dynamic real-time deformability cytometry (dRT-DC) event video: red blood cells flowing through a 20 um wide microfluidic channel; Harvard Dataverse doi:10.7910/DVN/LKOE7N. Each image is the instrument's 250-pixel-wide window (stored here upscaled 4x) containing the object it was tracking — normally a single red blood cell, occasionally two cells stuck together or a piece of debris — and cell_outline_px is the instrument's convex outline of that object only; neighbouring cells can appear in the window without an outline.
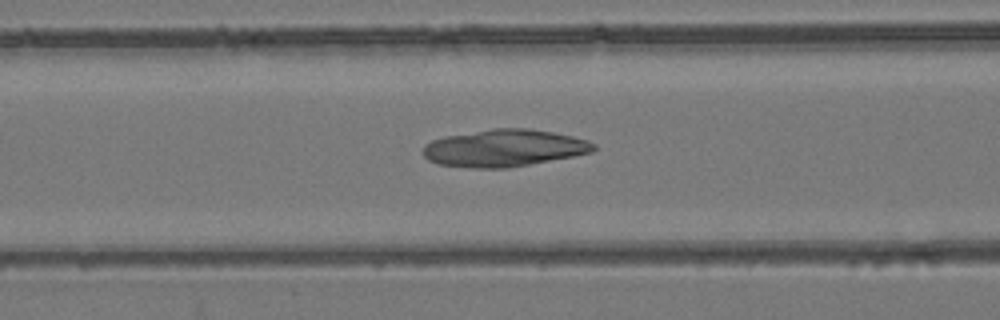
{"species": "common noctule bat (a hibernating species)", "species_latin": "Nyctalus noctula", "temperature_condition": "room temperature", "stored_images_in_passage": 52, "camera_frame_rate_fps": 3000, "um_per_image_px": 0.085, "animal": {"sex": "female", "body_mass_g": 24.6, "forearm_length_mm": 56.2}, "frame": {"image": 1, "passage_image": 21, "time_ms": 6.667, "image_size_px": [1000, 320], "cell_outline_px": [[596, 148], [592, 152], [572, 156], [508, 168], [472, 168], [436, 164], [428, 160], [424, 156], [424, 144], [432, 140], [444, 136], [492, 128], [528, 128], [552, 132], [572, 136], [588, 140], [596, 144]], "centroid_in_image_um": [42.83, 12.58], "position_along_channel_um": 123.8, "area_um2": 36.99}}
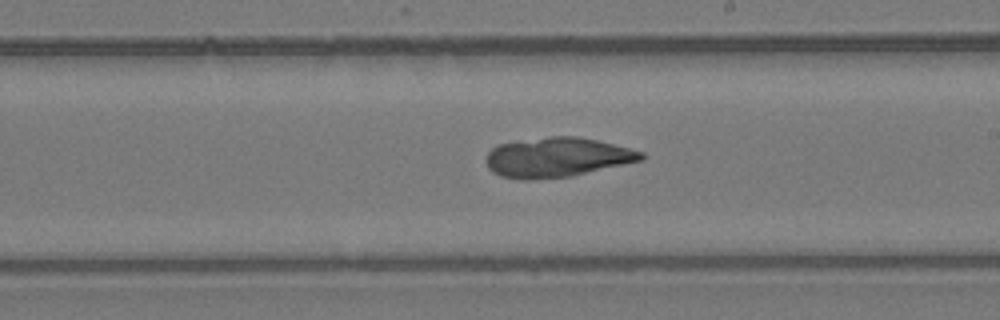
{"frame": {"image": 2, "passage_image": 30, "time_ms": 9.667, "image_size_px": [1000, 320], "cell_outline_px": [[644, 160], [572, 176], [532, 180], [524, 180], [500, 176], [492, 172], [488, 168], [484, 160], [488, 152], [492, 148], [500, 144], [548, 136], [576, 136], [596, 140], [644, 152]], "centroid_in_image_um": [47.33, 13.39], "position_along_channel_um": 241.7, "area_um2": 35.89}}
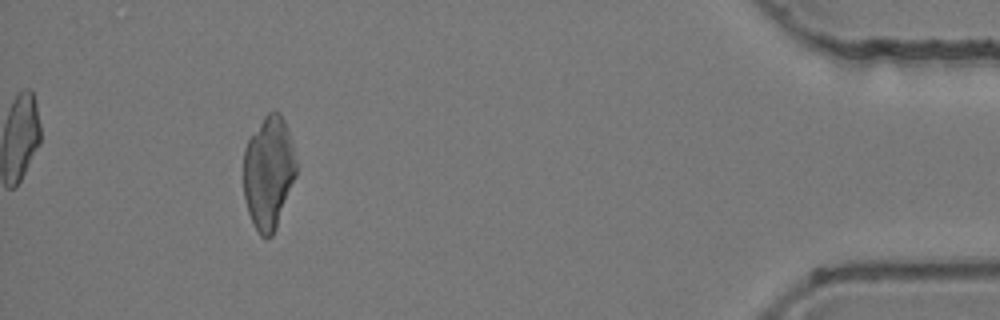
{"frame": {"image": 3, "passage_image": 48, "time_ms": 15.667, "image_size_px": [1000, 320], "cell_outline_px": [[296, 176], [276, 228], [272, 236], [260, 236], [248, 212], [244, 196], [244, 148], [248, 140], [264, 116], [268, 112], [280, 112], [284, 120], [292, 144], [296, 160]], "centroid_in_image_um": [22.83, 14.66], "position_along_channel_um": 412.4, "area_um2": 34.33}}